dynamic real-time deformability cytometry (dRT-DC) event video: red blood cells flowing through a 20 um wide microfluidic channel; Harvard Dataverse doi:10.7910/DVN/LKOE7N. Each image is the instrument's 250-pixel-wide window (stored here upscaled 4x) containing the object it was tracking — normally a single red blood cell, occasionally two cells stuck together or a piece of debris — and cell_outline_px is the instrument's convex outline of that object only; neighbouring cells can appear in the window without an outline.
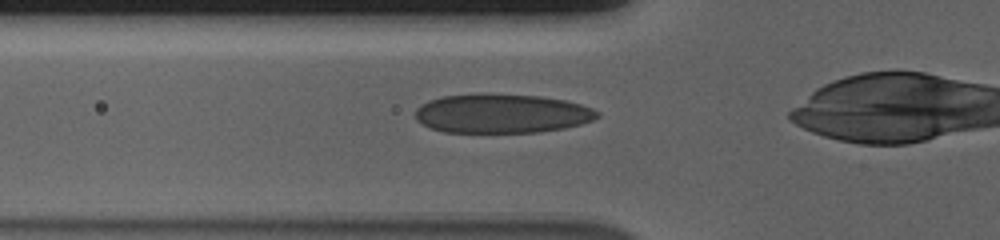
{"species": "human", "species_latin": "Homo sapiens", "temperature_condition": "cold", "stored_images_in_passage": 40, "camera_frame_rate_fps": 3000, "um_per_image_px": 0.085, "donor": {"sex": "male"}, "frame": {"image": 1, "passage_image": 13, "time_ms": 4.0, "image_size_px": [1000, 240], "cell_outline_px": [[600, 116], [592, 120], [580, 124], [564, 128], [540, 132], [444, 132], [432, 128], [416, 120], [416, 108], [420, 104], [428, 100], [444, 96], [540, 96], [564, 100], [580, 104], [592, 108], [600, 112]], "centroid_in_image_um": [42.68, 9.68], "position_along_channel_um": 83.1, "area_um2": 40.46}}
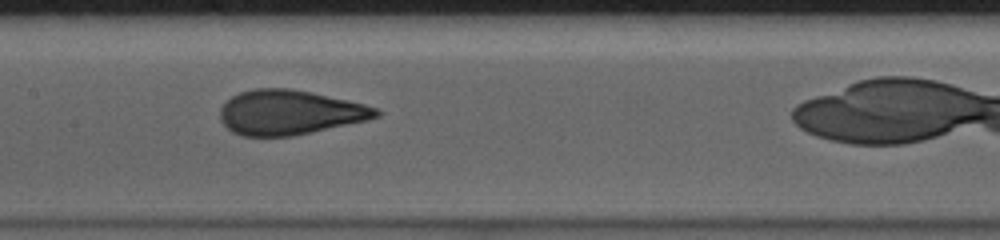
{"frame": {"image": 2, "passage_image": 21, "time_ms": 6.667, "image_size_px": [1000, 240], "cell_outline_px": [[380, 116], [368, 120], [292, 136], [244, 136], [232, 132], [220, 120], [220, 108], [232, 96], [240, 92], [256, 88], [288, 88], [312, 92], [348, 100], [380, 108]], "centroid_in_image_um": [24.64, 9.55], "position_along_channel_um": 182.8, "area_um2": 40.58}}
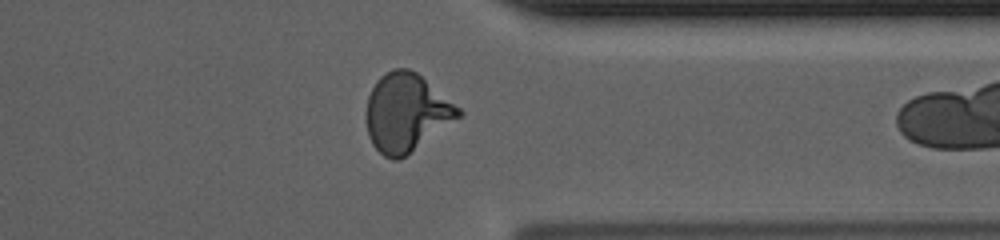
{"frame": {"image": 3, "passage_image": 37, "time_ms": 12.0, "image_size_px": [1000, 240], "cell_outline_px": [[464, 112], [460, 116], [400, 160], [392, 160], [384, 156], [372, 144], [368, 136], [364, 116], [364, 112], [368, 96], [376, 80], [380, 76], [392, 68], [408, 68], [416, 72], [460, 108]], "centroid_in_image_um": [34.48, 9.57], "position_along_channel_um": 376.9, "area_um2": 41.91}}